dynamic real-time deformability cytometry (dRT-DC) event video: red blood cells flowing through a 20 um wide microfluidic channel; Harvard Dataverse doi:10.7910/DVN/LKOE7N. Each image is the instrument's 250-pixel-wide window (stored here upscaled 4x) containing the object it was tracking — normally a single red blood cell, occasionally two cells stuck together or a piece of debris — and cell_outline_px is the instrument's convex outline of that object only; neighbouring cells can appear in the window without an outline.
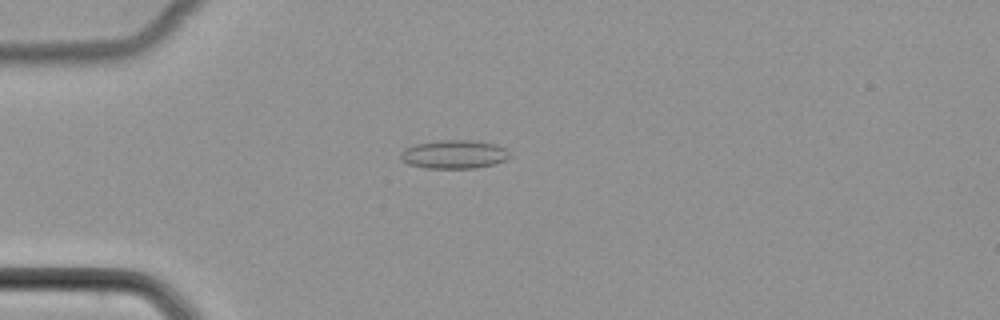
{"species": "common noctule bat (a hibernating species)", "species_latin": "Nyctalus noctula", "temperature_condition": "cold", "stored_images_in_passage": 52, "camera_frame_rate_fps": 3000, "um_per_image_px": 0.085, "animal": {"sex": "female", "body_mass_g": 22.7, "forearm_length_mm": 54.2}, "frame": {"image": 1, "passage_image": 15, "time_ms": 4.667, "image_size_px": [1000, 320], "cell_outline_px": [[512, 156], [496, 164], [476, 168], [428, 168], [408, 164], [400, 160], [400, 152], [404, 148], [416, 144], [436, 140], [468, 140], [496, 144], [508, 148], [512, 152]], "centroid_in_image_um": [38.63, 13.11], "position_along_channel_um": 46.4, "area_um2": 18.5}}
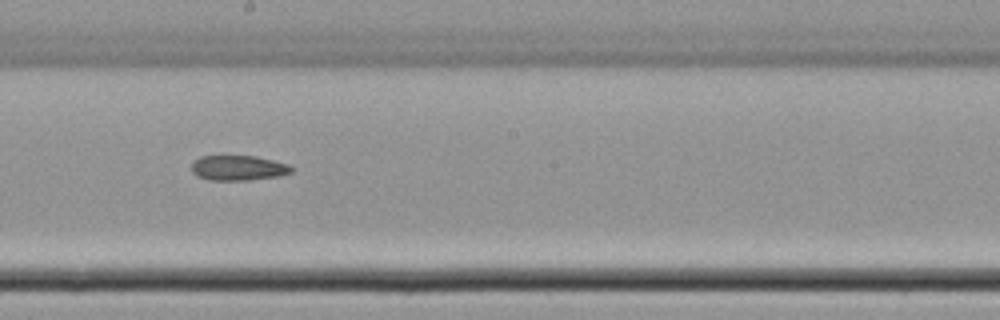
{"frame": {"image": 2, "passage_image": 30, "time_ms": 9.667, "image_size_px": [1000, 320], "cell_outline_px": [[296, 168], [292, 172], [280, 176], [248, 180], [208, 180], [196, 176], [192, 172], [192, 164], [200, 156], [256, 156], [288, 164]], "centroid_in_image_um": [20.28, 14.28], "position_along_channel_um": 227.9, "area_um2": 14.68}}
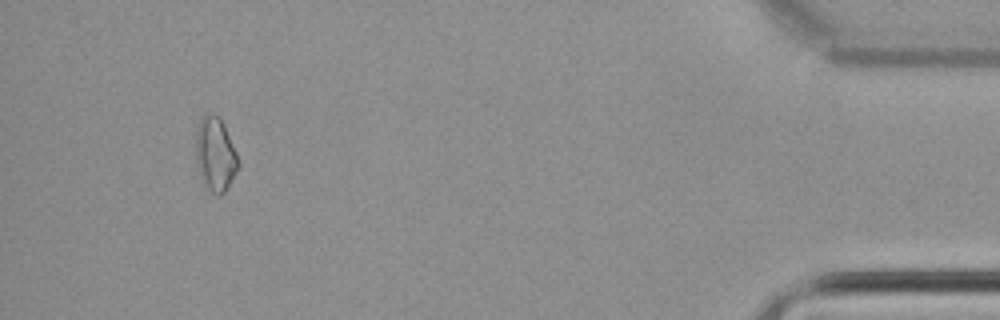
{"frame": {"image": 3, "passage_image": 49, "time_ms": 16.0, "image_size_px": [1000, 320], "cell_outline_px": [[240, 168], [224, 192], [220, 196], [216, 196], [204, 184], [200, 176], [196, 164], [196, 132], [200, 120], [204, 112], [212, 112], [220, 116], [224, 124], [236, 152], [240, 164]], "centroid_in_image_um": [18.31, 13.09], "position_along_channel_um": 416.9, "area_um2": 18.61}}